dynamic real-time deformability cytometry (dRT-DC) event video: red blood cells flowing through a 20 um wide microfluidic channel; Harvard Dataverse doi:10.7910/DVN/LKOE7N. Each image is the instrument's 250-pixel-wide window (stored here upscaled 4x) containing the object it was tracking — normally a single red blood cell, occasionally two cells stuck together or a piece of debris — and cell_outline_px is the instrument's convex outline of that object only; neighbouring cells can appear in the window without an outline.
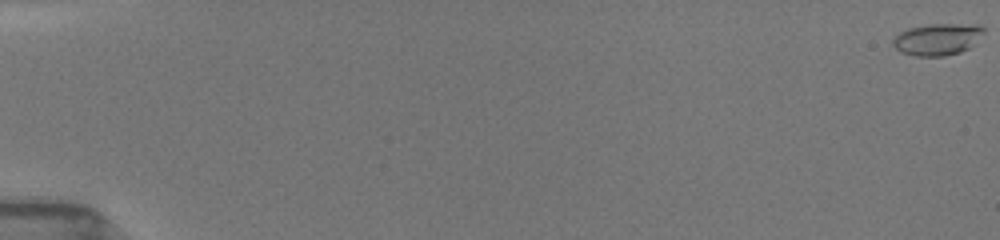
{"species": "common noctule bat (a hibernating species)", "species_latin": "Nyctalus noctula", "temperature_condition": "room temperature", "stored_images_in_passage": 54, "camera_frame_rate_fps": 3000, "um_per_image_px": 0.085, "animal": {"sex": "female", "body_mass_g": 19.5, "forearm_length_mm": 54.1}, "frame": {"image": 1, "passage_image": 1, "time_ms": 0.0, "image_size_px": [1000, 240], "cell_outline_px": [[984, 32], [968, 48], [960, 52], [944, 56], [916, 56], [900, 52], [892, 44], [892, 40], [900, 32], [908, 28], [932, 24], [976, 24], [984, 28]], "centroid_in_image_um": [79.66, 3.34], "position_along_channel_um": 5.3, "area_um2": 16.65}}
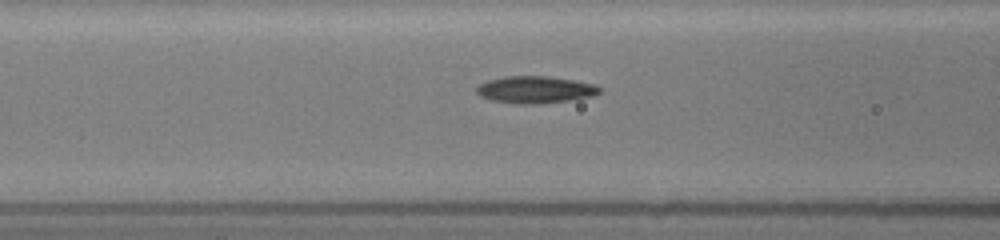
{"frame": {"image": 2, "passage_image": 24, "time_ms": 7.667, "image_size_px": [1000, 240], "cell_outline_px": [[600, 92], [592, 96], [568, 100], [540, 104], [516, 104], [492, 100], [480, 96], [476, 92], [476, 88], [480, 84], [488, 80], [504, 76], [548, 76], [596, 84], [600, 88]], "centroid_in_image_um": [45.47, 7.62], "position_along_channel_um": 121.1, "area_um2": 19.36}}
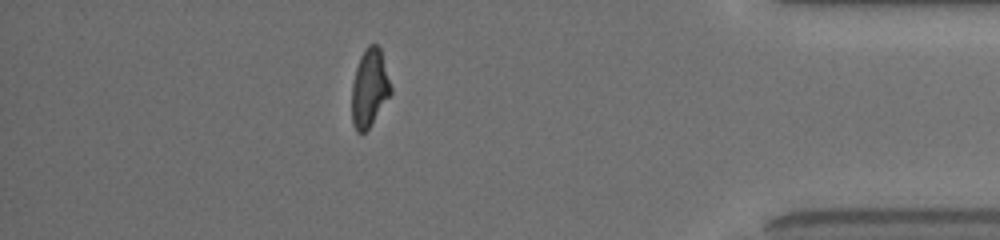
{"frame": {"image": 3, "passage_image": 48, "time_ms": 15.667, "image_size_px": [1000, 240], "cell_outline_px": [[392, 92], [368, 128], [364, 132], [356, 132], [352, 124], [352, 84], [356, 68], [360, 56], [368, 44], [376, 44], [380, 48], [392, 88]], "centroid_in_image_um": [31.4, 7.47], "position_along_channel_um": 403.8, "area_um2": 17.51}, "authors_computed_cell_mechanics": {"area_um2": 18.0047, "velocity_mm_per_s": 3.9633, "shape_relaxation_time_tau1_ms": 4.006, "shape_relaxation_time_tau2_ms": 1.9924, "deformation_change_tau1": 0.1748, "deformation_change_tau2": 0.0961}}